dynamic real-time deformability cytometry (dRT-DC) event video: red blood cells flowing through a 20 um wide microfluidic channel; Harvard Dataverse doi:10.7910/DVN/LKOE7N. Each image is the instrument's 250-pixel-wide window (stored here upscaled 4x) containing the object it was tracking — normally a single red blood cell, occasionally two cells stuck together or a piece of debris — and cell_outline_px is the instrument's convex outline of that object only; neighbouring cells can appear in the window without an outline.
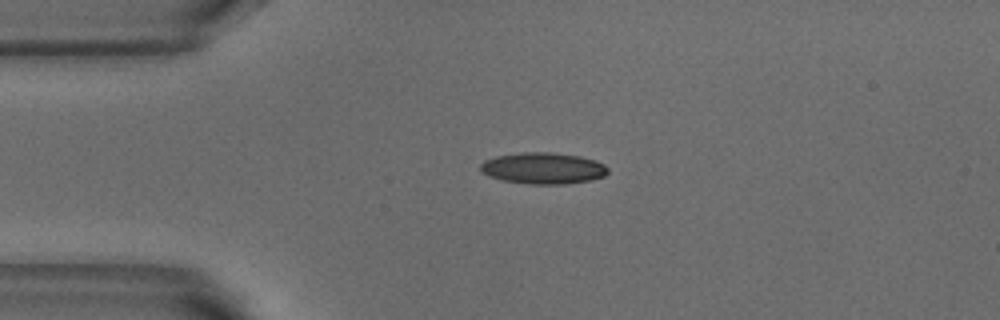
{"species": "common noctule bat (a hibernating species)", "species_latin": "Nyctalus noctula", "temperature_condition": "warm", "stored_images_in_passage": 5, "camera_frame_rate_fps": 3000, "um_per_image_px": 0.085, "animal": {"sex": "male", "body_mass_g": 18.8}, "frame": {"image": 1, "passage_image": 1, "time_ms": 0.0, "image_size_px": [1000, 320], "cell_outline_px": [[608, 172], [604, 176], [592, 180], [568, 184], [532, 184], [504, 180], [488, 176], [480, 172], [480, 164], [484, 160], [496, 156], [524, 152], [552, 152], [580, 156], [596, 160], [604, 164], [608, 168]], "centroid_in_image_um": [46.18, 14.3], "position_along_channel_um": 38.8, "area_um2": 23.47}}
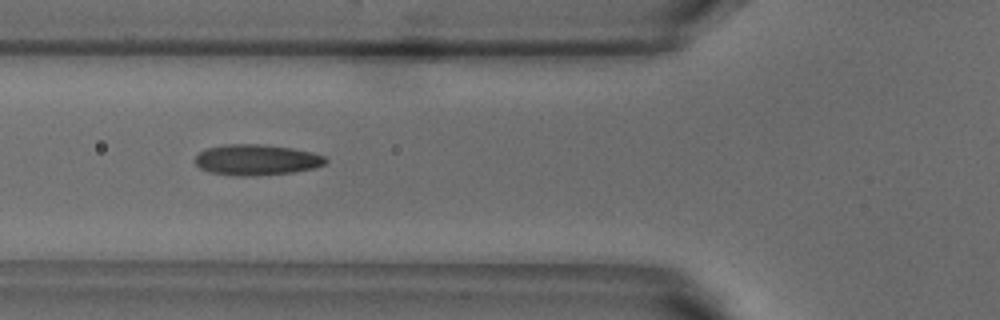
{"frame": {"image": 2, "passage_image": 3, "time_ms": 0.667, "image_size_px": [1000, 320], "cell_outline_px": [[328, 160], [324, 164], [316, 168], [292, 172], [252, 176], [236, 176], [208, 172], [200, 168], [196, 164], [196, 156], [200, 152], [208, 148], [224, 144], [260, 144], [292, 148], [312, 152], [324, 156]], "centroid_in_image_um": [21.81, 13.59], "position_along_channel_um": 104.0, "area_um2": 23.41}}
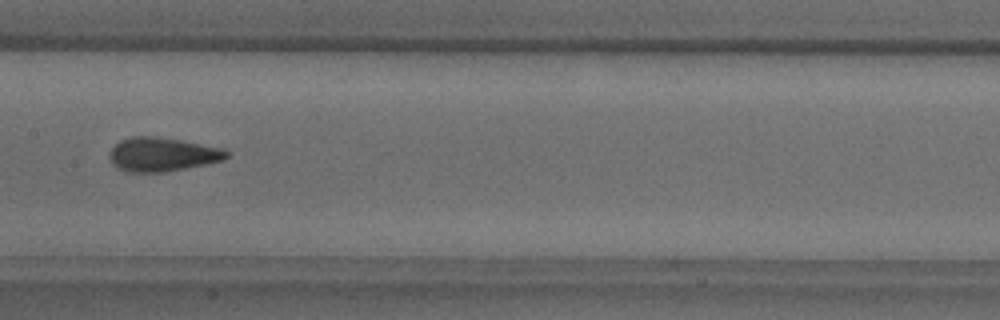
{"frame": {"image": 3, "passage_image": 5, "time_ms": 1.333, "image_size_px": [1000, 320], "cell_outline_px": [[228, 156], [224, 160], [208, 164], [164, 172], [124, 172], [116, 168], [112, 164], [108, 156], [112, 148], [120, 140], [132, 136], [156, 136], [180, 140], [224, 148], [228, 152]], "centroid_in_image_um": [13.78, 13.13], "position_along_channel_um": 193.6, "area_um2": 23.35}}